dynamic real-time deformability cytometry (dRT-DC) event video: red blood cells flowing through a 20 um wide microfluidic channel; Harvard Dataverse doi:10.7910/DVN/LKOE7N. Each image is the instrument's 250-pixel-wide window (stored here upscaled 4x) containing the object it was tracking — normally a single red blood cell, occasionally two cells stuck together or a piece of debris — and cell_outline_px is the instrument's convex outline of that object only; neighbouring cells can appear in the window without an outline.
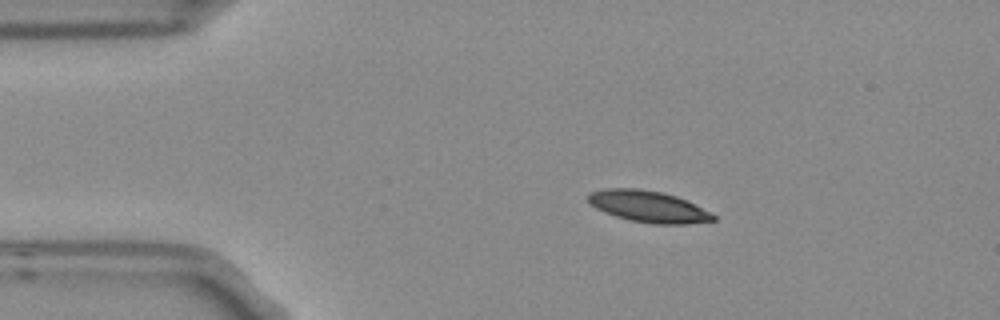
{"species": "Egyptian fruit bat (a non-hibernating species)", "species_latin": "Rousettus aegyptiacus", "temperature_condition": "room temperature", "stored_images_in_passage": 6, "camera_frame_rate_fps": 3000, "um_per_image_px": 0.085, "frame": {"image": 1, "passage_image": 1, "time_ms": 0.0, "image_size_px": [1000, 320], "cell_outline_px": [[716, 220], [688, 224], [652, 224], [632, 220], [616, 216], [604, 212], [596, 208], [588, 200], [588, 192], [604, 188], [640, 188], [660, 192], [676, 196], [712, 212], [716, 216]], "centroid_in_image_um": [55.12, 17.55], "position_along_channel_um": 29.9, "area_um2": 22.95}}
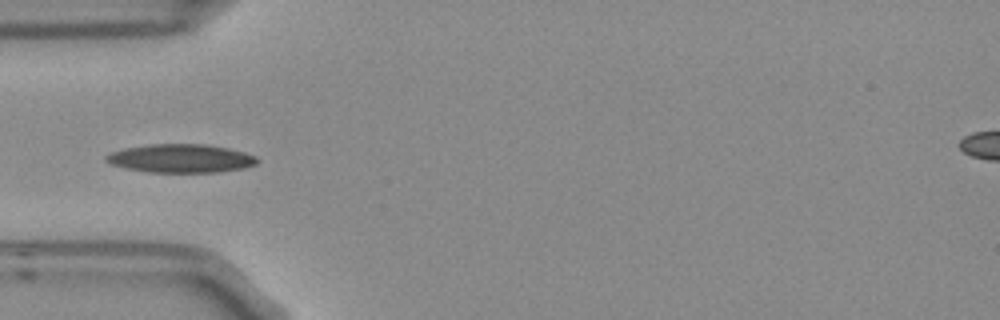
{"frame": {"image": 2, "passage_image": 3, "time_ms": 0.667, "image_size_px": [1000, 320], "cell_outline_px": [[260, 160], [256, 164], [244, 168], [220, 172], [148, 172], [124, 168], [112, 164], [104, 160], [104, 156], [112, 152], [124, 148], [152, 144], [204, 144], [228, 148], [244, 152], [256, 156]], "centroid_in_image_um": [15.38, 13.47], "position_along_channel_um": 69.6, "area_um2": 25.14}}
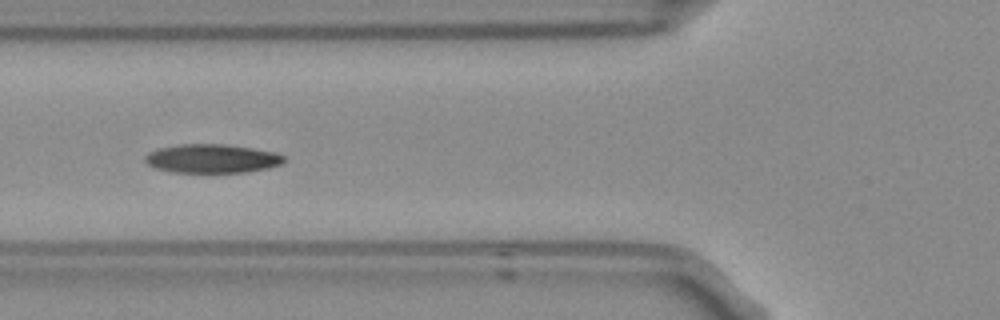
{"frame": {"image": 3, "passage_image": 4, "time_ms": 1.0, "image_size_px": [1000, 320], "cell_outline_px": [[284, 160], [280, 164], [268, 168], [248, 172], [172, 172], [156, 168], [148, 164], [144, 160], [144, 156], [148, 152], [156, 148], [180, 144], [228, 144], [276, 152], [284, 156]], "centroid_in_image_um": [17.99, 13.47], "position_along_channel_um": 107.8, "area_um2": 23.41}}